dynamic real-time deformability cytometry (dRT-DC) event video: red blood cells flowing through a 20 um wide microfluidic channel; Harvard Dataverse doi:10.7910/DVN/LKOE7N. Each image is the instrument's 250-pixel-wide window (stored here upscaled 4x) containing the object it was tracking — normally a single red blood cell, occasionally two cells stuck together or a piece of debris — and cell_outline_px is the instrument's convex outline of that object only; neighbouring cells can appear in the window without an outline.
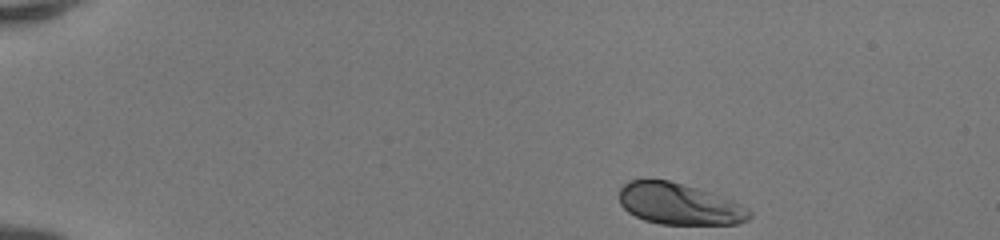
{"species": "human", "species_latin": "Homo sapiens", "temperature_condition": "room temperature", "stored_images_in_passage": 43, "camera_frame_rate_fps": 3000, "um_per_image_px": 0.085, "donor": {"sex": "female"}, "frame": {"image": 1, "passage_image": 1, "time_ms": 0.0, "image_size_px": [1000, 240], "cell_outline_px": [[752, 216], [748, 220], [736, 224], [660, 224], [644, 220], [628, 212], [620, 204], [620, 188], [628, 180], [668, 180], [696, 188], [732, 200], [748, 208], [752, 212]], "centroid_in_image_um": [57.73, 17.35], "position_along_channel_um": 27.3, "area_um2": 31.21}}
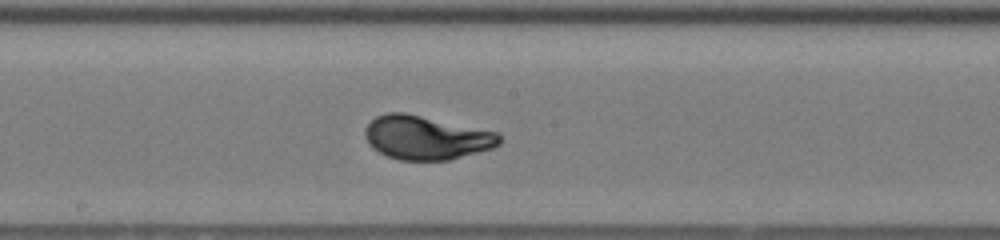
{"frame": {"image": 2, "passage_image": 22, "time_ms": 7.0, "image_size_px": [1000, 240], "cell_outline_px": [[500, 144], [492, 148], [448, 160], [400, 160], [388, 156], [372, 148], [368, 144], [364, 136], [364, 128], [376, 116], [388, 112], [404, 112], [500, 132]], "centroid_in_image_um": [36.21, 11.69], "position_along_channel_um": 212.0, "area_um2": 34.39}}
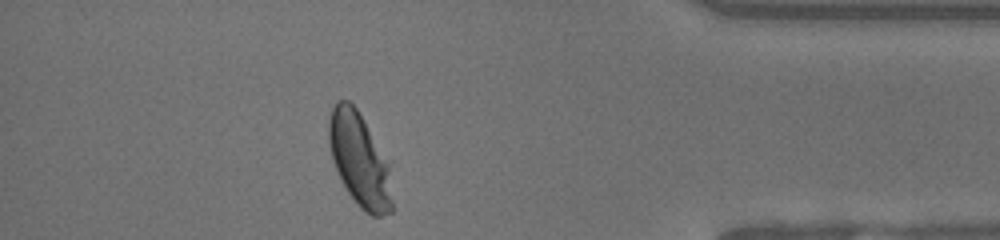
{"frame": {"image": 3, "passage_image": 38, "time_ms": 12.333, "image_size_px": [1000, 240], "cell_outline_px": [[392, 212], [380, 216], [372, 216], [364, 212], [356, 204], [340, 180], [332, 160], [328, 144], [328, 120], [332, 108], [336, 100], [348, 100], [356, 108], [364, 120], [388, 164], [392, 200]], "centroid_in_image_um": [30.51, 13.6], "position_along_channel_um": 404.7, "area_um2": 34.39}, "authors_computed_cell_mechanics": {"area_um2": 33.6974, "velocity_mm_per_s": 4.1364, "shape_relaxation_time_tau1_ms": 2.544, "shape_relaxation_time_tau2_ms": null, "deformation_change_tau1": 0.1541, "deformation_change_tau2": null}}